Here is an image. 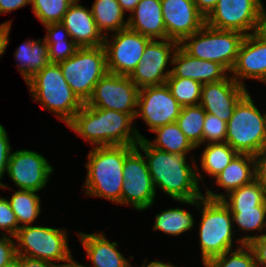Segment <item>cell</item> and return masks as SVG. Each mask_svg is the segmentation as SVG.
I'll use <instances>...</instances> for the list:
<instances>
[{
	"label": "cell",
	"instance_id": "1",
	"mask_svg": "<svg viewBox=\"0 0 266 267\" xmlns=\"http://www.w3.org/2000/svg\"><path fill=\"white\" fill-rule=\"evenodd\" d=\"M136 147L144 152L148 170L155 188L176 200H192L203 196L199 181L204 179L194 158L192 165L187 162V154H172L152 147L146 139H141Z\"/></svg>",
	"mask_w": 266,
	"mask_h": 267
},
{
	"label": "cell",
	"instance_id": "2",
	"mask_svg": "<svg viewBox=\"0 0 266 267\" xmlns=\"http://www.w3.org/2000/svg\"><path fill=\"white\" fill-rule=\"evenodd\" d=\"M133 123L127 113L84 104L67 126L93 147L136 146L145 137Z\"/></svg>",
	"mask_w": 266,
	"mask_h": 267
},
{
	"label": "cell",
	"instance_id": "3",
	"mask_svg": "<svg viewBox=\"0 0 266 267\" xmlns=\"http://www.w3.org/2000/svg\"><path fill=\"white\" fill-rule=\"evenodd\" d=\"M136 146L115 145L93 147L88 153V163L83 189L86 196L108 199L121 204L124 183L123 165L125 157Z\"/></svg>",
	"mask_w": 266,
	"mask_h": 267
},
{
	"label": "cell",
	"instance_id": "4",
	"mask_svg": "<svg viewBox=\"0 0 266 267\" xmlns=\"http://www.w3.org/2000/svg\"><path fill=\"white\" fill-rule=\"evenodd\" d=\"M177 202L194 206L201 212L198 233L202 263L233 249L235 230L232 214L222 200L202 196L198 199L177 200Z\"/></svg>",
	"mask_w": 266,
	"mask_h": 267
},
{
	"label": "cell",
	"instance_id": "5",
	"mask_svg": "<svg viewBox=\"0 0 266 267\" xmlns=\"http://www.w3.org/2000/svg\"><path fill=\"white\" fill-rule=\"evenodd\" d=\"M26 84L32 99L67 125L84 105L66 82L59 64L49 63Z\"/></svg>",
	"mask_w": 266,
	"mask_h": 267
},
{
	"label": "cell",
	"instance_id": "6",
	"mask_svg": "<svg viewBox=\"0 0 266 267\" xmlns=\"http://www.w3.org/2000/svg\"><path fill=\"white\" fill-rule=\"evenodd\" d=\"M248 92L227 122L226 142L240 154L258 156L266 150V111L262 112Z\"/></svg>",
	"mask_w": 266,
	"mask_h": 267
},
{
	"label": "cell",
	"instance_id": "7",
	"mask_svg": "<svg viewBox=\"0 0 266 267\" xmlns=\"http://www.w3.org/2000/svg\"><path fill=\"white\" fill-rule=\"evenodd\" d=\"M244 37L242 32L218 30L205 24L184 38L179 46L192 57L217 62L230 72Z\"/></svg>",
	"mask_w": 266,
	"mask_h": 267
},
{
	"label": "cell",
	"instance_id": "8",
	"mask_svg": "<svg viewBox=\"0 0 266 267\" xmlns=\"http://www.w3.org/2000/svg\"><path fill=\"white\" fill-rule=\"evenodd\" d=\"M67 229L39 225L19 228L16 236L18 256L39 259L50 263L67 262L73 256L69 248Z\"/></svg>",
	"mask_w": 266,
	"mask_h": 267
},
{
	"label": "cell",
	"instance_id": "9",
	"mask_svg": "<svg viewBox=\"0 0 266 267\" xmlns=\"http://www.w3.org/2000/svg\"><path fill=\"white\" fill-rule=\"evenodd\" d=\"M59 66L73 92L86 103L94 86L108 72L106 50L103 45L78 48L73 56L60 62Z\"/></svg>",
	"mask_w": 266,
	"mask_h": 267
},
{
	"label": "cell",
	"instance_id": "10",
	"mask_svg": "<svg viewBox=\"0 0 266 267\" xmlns=\"http://www.w3.org/2000/svg\"><path fill=\"white\" fill-rule=\"evenodd\" d=\"M123 176L121 205H131L138 211L150 208L157 191L146 159L137 147L125 157Z\"/></svg>",
	"mask_w": 266,
	"mask_h": 267
},
{
	"label": "cell",
	"instance_id": "11",
	"mask_svg": "<svg viewBox=\"0 0 266 267\" xmlns=\"http://www.w3.org/2000/svg\"><path fill=\"white\" fill-rule=\"evenodd\" d=\"M139 90L129 76L107 72L94 86L91 97L84 104L124 112L135 120Z\"/></svg>",
	"mask_w": 266,
	"mask_h": 267
},
{
	"label": "cell",
	"instance_id": "12",
	"mask_svg": "<svg viewBox=\"0 0 266 267\" xmlns=\"http://www.w3.org/2000/svg\"><path fill=\"white\" fill-rule=\"evenodd\" d=\"M104 37L107 70L110 73L129 76L140 63L145 47L152 40L129 28Z\"/></svg>",
	"mask_w": 266,
	"mask_h": 267
},
{
	"label": "cell",
	"instance_id": "13",
	"mask_svg": "<svg viewBox=\"0 0 266 267\" xmlns=\"http://www.w3.org/2000/svg\"><path fill=\"white\" fill-rule=\"evenodd\" d=\"M179 43L171 39H152L145 47L140 63L129 75L137 87L164 85L171 69L167 64L172 63V58Z\"/></svg>",
	"mask_w": 266,
	"mask_h": 267
},
{
	"label": "cell",
	"instance_id": "14",
	"mask_svg": "<svg viewBox=\"0 0 266 267\" xmlns=\"http://www.w3.org/2000/svg\"><path fill=\"white\" fill-rule=\"evenodd\" d=\"M182 106L166 84L140 88L135 118L141 117L150 131L174 123Z\"/></svg>",
	"mask_w": 266,
	"mask_h": 267
},
{
	"label": "cell",
	"instance_id": "15",
	"mask_svg": "<svg viewBox=\"0 0 266 267\" xmlns=\"http://www.w3.org/2000/svg\"><path fill=\"white\" fill-rule=\"evenodd\" d=\"M53 172L43 155L22 149L11 152L6 173L19 190L39 192L47 186Z\"/></svg>",
	"mask_w": 266,
	"mask_h": 267
},
{
	"label": "cell",
	"instance_id": "16",
	"mask_svg": "<svg viewBox=\"0 0 266 267\" xmlns=\"http://www.w3.org/2000/svg\"><path fill=\"white\" fill-rule=\"evenodd\" d=\"M261 4V0H218L205 24L218 30L253 34Z\"/></svg>",
	"mask_w": 266,
	"mask_h": 267
},
{
	"label": "cell",
	"instance_id": "17",
	"mask_svg": "<svg viewBox=\"0 0 266 267\" xmlns=\"http://www.w3.org/2000/svg\"><path fill=\"white\" fill-rule=\"evenodd\" d=\"M166 39L180 43L205 25L193 0H161Z\"/></svg>",
	"mask_w": 266,
	"mask_h": 267
},
{
	"label": "cell",
	"instance_id": "18",
	"mask_svg": "<svg viewBox=\"0 0 266 267\" xmlns=\"http://www.w3.org/2000/svg\"><path fill=\"white\" fill-rule=\"evenodd\" d=\"M248 93L246 87L237 83L231 76L214 83H204L200 105L206 113L228 122L237 103Z\"/></svg>",
	"mask_w": 266,
	"mask_h": 267
},
{
	"label": "cell",
	"instance_id": "19",
	"mask_svg": "<svg viewBox=\"0 0 266 267\" xmlns=\"http://www.w3.org/2000/svg\"><path fill=\"white\" fill-rule=\"evenodd\" d=\"M229 74L244 87L243 79L266 83V40L258 38L254 33L245 35Z\"/></svg>",
	"mask_w": 266,
	"mask_h": 267
},
{
	"label": "cell",
	"instance_id": "20",
	"mask_svg": "<svg viewBox=\"0 0 266 267\" xmlns=\"http://www.w3.org/2000/svg\"><path fill=\"white\" fill-rule=\"evenodd\" d=\"M80 1L74 0L70 4L61 23L79 48L104 45V36L97 28L91 8L80 5Z\"/></svg>",
	"mask_w": 266,
	"mask_h": 267
},
{
	"label": "cell",
	"instance_id": "21",
	"mask_svg": "<svg viewBox=\"0 0 266 267\" xmlns=\"http://www.w3.org/2000/svg\"><path fill=\"white\" fill-rule=\"evenodd\" d=\"M171 65L174 67L169 77L193 79L202 84L219 82L230 75L219 63L192 57L180 46L174 52Z\"/></svg>",
	"mask_w": 266,
	"mask_h": 267
},
{
	"label": "cell",
	"instance_id": "22",
	"mask_svg": "<svg viewBox=\"0 0 266 267\" xmlns=\"http://www.w3.org/2000/svg\"><path fill=\"white\" fill-rule=\"evenodd\" d=\"M256 157L250 154L238 153L228 166L218 174L214 180L215 184L226 190L225 194L215 193L206 187L204 197L213 200H222L231 191L249 184L255 179Z\"/></svg>",
	"mask_w": 266,
	"mask_h": 267
},
{
	"label": "cell",
	"instance_id": "23",
	"mask_svg": "<svg viewBox=\"0 0 266 267\" xmlns=\"http://www.w3.org/2000/svg\"><path fill=\"white\" fill-rule=\"evenodd\" d=\"M77 234L86 251L87 258L93 264L92 267H133L129 260L118 251V243L110 242L104 232L88 234L78 231Z\"/></svg>",
	"mask_w": 266,
	"mask_h": 267
},
{
	"label": "cell",
	"instance_id": "24",
	"mask_svg": "<svg viewBox=\"0 0 266 267\" xmlns=\"http://www.w3.org/2000/svg\"><path fill=\"white\" fill-rule=\"evenodd\" d=\"M127 20L132 31L151 39H166L161 0H140Z\"/></svg>",
	"mask_w": 266,
	"mask_h": 267
},
{
	"label": "cell",
	"instance_id": "25",
	"mask_svg": "<svg viewBox=\"0 0 266 267\" xmlns=\"http://www.w3.org/2000/svg\"><path fill=\"white\" fill-rule=\"evenodd\" d=\"M14 53L18 61L17 68L25 82L50 63L48 45L44 38L43 41L40 38L28 40L19 45Z\"/></svg>",
	"mask_w": 266,
	"mask_h": 267
},
{
	"label": "cell",
	"instance_id": "26",
	"mask_svg": "<svg viewBox=\"0 0 266 267\" xmlns=\"http://www.w3.org/2000/svg\"><path fill=\"white\" fill-rule=\"evenodd\" d=\"M92 15L98 30L105 37L110 32H118L128 28L125 12L117 0H95L91 6Z\"/></svg>",
	"mask_w": 266,
	"mask_h": 267
},
{
	"label": "cell",
	"instance_id": "27",
	"mask_svg": "<svg viewBox=\"0 0 266 267\" xmlns=\"http://www.w3.org/2000/svg\"><path fill=\"white\" fill-rule=\"evenodd\" d=\"M47 31L44 40L48 45L49 62L59 64L73 56L79 48L70 38L62 23L44 25Z\"/></svg>",
	"mask_w": 266,
	"mask_h": 267
},
{
	"label": "cell",
	"instance_id": "28",
	"mask_svg": "<svg viewBox=\"0 0 266 267\" xmlns=\"http://www.w3.org/2000/svg\"><path fill=\"white\" fill-rule=\"evenodd\" d=\"M152 132L156 134L153 141H146L157 149L167 151L172 154H189L196 148L189 142L185 134L180 130L176 122L166 124L154 129Z\"/></svg>",
	"mask_w": 266,
	"mask_h": 267
},
{
	"label": "cell",
	"instance_id": "29",
	"mask_svg": "<svg viewBox=\"0 0 266 267\" xmlns=\"http://www.w3.org/2000/svg\"><path fill=\"white\" fill-rule=\"evenodd\" d=\"M233 219V225L236 224L239 231L245 233L257 231L259 235H244L237 239L239 245L249 244L252 240L264 234L266 229V206H256L247 209H230ZM263 231V234H262Z\"/></svg>",
	"mask_w": 266,
	"mask_h": 267
},
{
	"label": "cell",
	"instance_id": "30",
	"mask_svg": "<svg viewBox=\"0 0 266 267\" xmlns=\"http://www.w3.org/2000/svg\"><path fill=\"white\" fill-rule=\"evenodd\" d=\"M238 154L227 142L205 144L200 165L207 176L215 178Z\"/></svg>",
	"mask_w": 266,
	"mask_h": 267
},
{
	"label": "cell",
	"instance_id": "31",
	"mask_svg": "<svg viewBox=\"0 0 266 267\" xmlns=\"http://www.w3.org/2000/svg\"><path fill=\"white\" fill-rule=\"evenodd\" d=\"M30 190H17L8 198L20 227L32 225L41 213V199Z\"/></svg>",
	"mask_w": 266,
	"mask_h": 267
},
{
	"label": "cell",
	"instance_id": "32",
	"mask_svg": "<svg viewBox=\"0 0 266 267\" xmlns=\"http://www.w3.org/2000/svg\"><path fill=\"white\" fill-rule=\"evenodd\" d=\"M195 221L190 212L183 208H169L155 215L153 230L167 235L179 236L192 230Z\"/></svg>",
	"mask_w": 266,
	"mask_h": 267
},
{
	"label": "cell",
	"instance_id": "33",
	"mask_svg": "<svg viewBox=\"0 0 266 267\" xmlns=\"http://www.w3.org/2000/svg\"><path fill=\"white\" fill-rule=\"evenodd\" d=\"M206 112L199 104L182 107L176 123L189 142L197 149L203 144V127Z\"/></svg>",
	"mask_w": 266,
	"mask_h": 267
},
{
	"label": "cell",
	"instance_id": "34",
	"mask_svg": "<svg viewBox=\"0 0 266 267\" xmlns=\"http://www.w3.org/2000/svg\"><path fill=\"white\" fill-rule=\"evenodd\" d=\"M222 201L229 209H247L266 206V193L260 183L254 179L249 184L231 191Z\"/></svg>",
	"mask_w": 266,
	"mask_h": 267
},
{
	"label": "cell",
	"instance_id": "35",
	"mask_svg": "<svg viewBox=\"0 0 266 267\" xmlns=\"http://www.w3.org/2000/svg\"><path fill=\"white\" fill-rule=\"evenodd\" d=\"M165 84L182 107L200 104L203 84L199 81L181 77H168Z\"/></svg>",
	"mask_w": 266,
	"mask_h": 267
},
{
	"label": "cell",
	"instance_id": "36",
	"mask_svg": "<svg viewBox=\"0 0 266 267\" xmlns=\"http://www.w3.org/2000/svg\"><path fill=\"white\" fill-rule=\"evenodd\" d=\"M204 267H257L253 250L248 244L239 245L233 250L203 262Z\"/></svg>",
	"mask_w": 266,
	"mask_h": 267
},
{
	"label": "cell",
	"instance_id": "37",
	"mask_svg": "<svg viewBox=\"0 0 266 267\" xmlns=\"http://www.w3.org/2000/svg\"><path fill=\"white\" fill-rule=\"evenodd\" d=\"M74 0H31L34 15L44 25L61 23Z\"/></svg>",
	"mask_w": 266,
	"mask_h": 267
},
{
	"label": "cell",
	"instance_id": "38",
	"mask_svg": "<svg viewBox=\"0 0 266 267\" xmlns=\"http://www.w3.org/2000/svg\"><path fill=\"white\" fill-rule=\"evenodd\" d=\"M227 122L206 113L203 127V145L226 142Z\"/></svg>",
	"mask_w": 266,
	"mask_h": 267
},
{
	"label": "cell",
	"instance_id": "39",
	"mask_svg": "<svg viewBox=\"0 0 266 267\" xmlns=\"http://www.w3.org/2000/svg\"><path fill=\"white\" fill-rule=\"evenodd\" d=\"M19 228L20 226L8 199L0 197V229L3 230L1 234L15 237Z\"/></svg>",
	"mask_w": 266,
	"mask_h": 267
},
{
	"label": "cell",
	"instance_id": "40",
	"mask_svg": "<svg viewBox=\"0 0 266 267\" xmlns=\"http://www.w3.org/2000/svg\"><path fill=\"white\" fill-rule=\"evenodd\" d=\"M12 147L9 143L8 133L4 126L0 123V189L10 188L5 183L1 182L3 180V175L7 172L8 162L12 152Z\"/></svg>",
	"mask_w": 266,
	"mask_h": 267
},
{
	"label": "cell",
	"instance_id": "41",
	"mask_svg": "<svg viewBox=\"0 0 266 267\" xmlns=\"http://www.w3.org/2000/svg\"><path fill=\"white\" fill-rule=\"evenodd\" d=\"M11 236H0V267H3L17 256L16 242Z\"/></svg>",
	"mask_w": 266,
	"mask_h": 267
},
{
	"label": "cell",
	"instance_id": "42",
	"mask_svg": "<svg viewBox=\"0 0 266 267\" xmlns=\"http://www.w3.org/2000/svg\"><path fill=\"white\" fill-rule=\"evenodd\" d=\"M253 250L257 267H266V232L248 244Z\"/></svg>",
	"mask_w": 266,
	"mask_h": 267
},
{
	"label": "cell",
	"instance_id": "43",
	"mask_svg": "<svg viewBox=\"0 0 266 267\" xmlns=\"http://www.w3.org/2000/svg\"><path fill=\"white\" fill-rule=\"evenodd\" d=\"M255 179L260 183L266 193V150L256 156Z\"/></svg>",
	"mask_w": 266,
	"mask_h": 267
},
{
	"label": "cell",
	"instance_id": "44",
	"mask_svg": "<svg viewBox=\"0 0 266 267\" xmlns=\"http://www.w3.org/2000/svg\"><path fill=\"white\" fill-rule=\"evenodd\" d=\"M28 4L31 5V0H0V14H8Z\"/></svg>",
	"mask_w": 266,
	"mask_h": 267
},
{
	"label": "cell",
	"instance_id": "45",
	"mask_svg": "<svg viewBox=\"0 0 266 267\" xmlns=\"http://www.w3.org/2000/svg\"><path fill=\"white\" fill-rule=\"evenodd\" d=\"M263 2L258 12L256 27L254 34L263 40H266V10L264 9Z\"/></svg>",
	"mask_w": 266,
	"mask_h": 267
},
{
	"label": "cell",
	"instance_id": "46",
	"mask_svg": "<svg viewBox=\"0 0 266 267\" xmlns=\"http://www.w3.org/2000/svg\"><path fill=\"white\" fill-rule=\"evenodd\" d=\"M11 24V20L0 24V58L1 55L5 53V49L9 45Z\"/></svg>",
	"mask_w": 266,
	"mask_h": 267
},
{
	"label": "cell",
	"instance_id": "47",
	"mask_svg": "<svg viewBox=\"0 0 266 267\" xmlns=\"http://www.w3.org/2000/svg\"><path fill=\"white\" fill-rule=\"evenodd\" d=\"M198 11L206 18L215 8L218 0H193Z\"/></svg>",
	"mask_w": 266,
	"mask_h": 267
},
{
	"label": "cell",
	"instance_id": "48",
	"mask_svg": "<svg viewBox=\"0 0 266 267\" xmlns=\"http://www.w3.org/2000/svg\"><path fill=\"white\" fill-rule=\"evenodd\" d=\"M62 264L50 263L47 261L22 256V267H60Z\"/></svg>",
	"mask_w": 266,
	"mask_h": 267
},
{
	"label": "cell",
	"instance_id": "49",
	"mask_svg": "<svg viewBox=\"0 0 266 267\" xmlns=\"http://www.w3.org/2000/svg\"><path fill=\"white\" fill-rule=\"evenodd\" d=\"M124 12L131 13L140 0H117Z\"/></svg>",
	"mask_w": 266,
	"mask_h": 267
},
{
	"label": "cell",
	"instance_id": "50",
	"mask_svg": "<svg viewBox=\"0 0 266 267\" xmlns=\"http://www.w3.org/2000/svg\"><path fill=\"white\" fill-rule=\"evenodd\" d=\"M147 259L144 260V263H142V267H178L170 262H162V261H151L150 263H146Z\"/></svg>",
	"mask_w": 266,
	"mask_h": 267
},
{
	"label": "cell",
	"instance_id": "51",
	"mask_svg": "<svg viewBox=\"0 0 266 267\" xmlns=\"http://www.w3.org/2000/svg\"><path fill=\"white\" fill-rule=\"evenodd\" d=\"M3 267H22V256L17 255L14 259H12Z\"/></svg>",
	"mask_w": 266,
	"mask_h": 267
},
{
	"label": "cell",
	"instance_id": "52",
	"mask_svg": "<svg viewBox=\"0 0 266 267\" xmlns=\"http://www.w3.org/2000/svg\"><path fill=\"white\" fill-rule=\"evenodd\" d=\"M60 267H89V266H85V265H81L79 264L75 258H71L70 260H68L66 263H62V265Z\"/></svg>",
	"mask_w": 266,
	"mask_h": 267
}]
</instances>
